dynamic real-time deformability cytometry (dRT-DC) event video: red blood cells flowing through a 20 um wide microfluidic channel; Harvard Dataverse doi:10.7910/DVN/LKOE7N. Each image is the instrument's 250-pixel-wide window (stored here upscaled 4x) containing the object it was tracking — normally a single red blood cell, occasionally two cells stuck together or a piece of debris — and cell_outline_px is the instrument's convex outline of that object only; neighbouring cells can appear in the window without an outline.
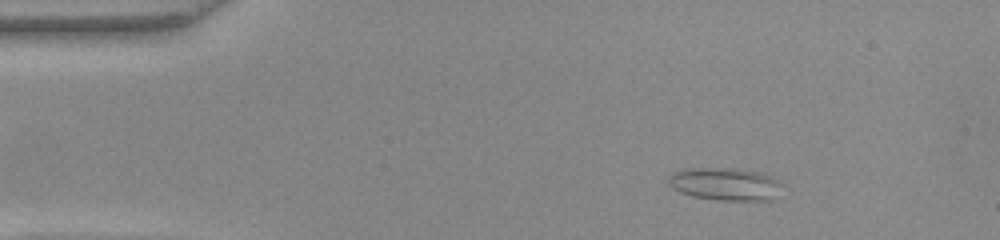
{"species": "common noctule bat (a hibernating species)", "species_latin": "Nyctalus noctula", "temperature_condition": "warm", "stored_images_in_passage": 46, "camera_frame_rate_fps": 3000, "um_per_image_px": 0.085, "animal": {"sex": "female", "body_mass_g": 22.0, "forearm_length_mm": 56.7}, "frame": {"image": 1, "passage_image": 1, "time_ms": 0.0, "image_size_px": [1000, 240], "cell_outline_px": [[784, 184], [768, 200], [720, 200], [692, 196], [680, 192], [672, 188], [668, 184], [668, 176], [672, 172], [688, 168], [732, 168], [760, 172]], "centroid_in_image_um": [61.56, 15.63], "position_along_channel_um": 23.4, "area_um2": 21.44}}
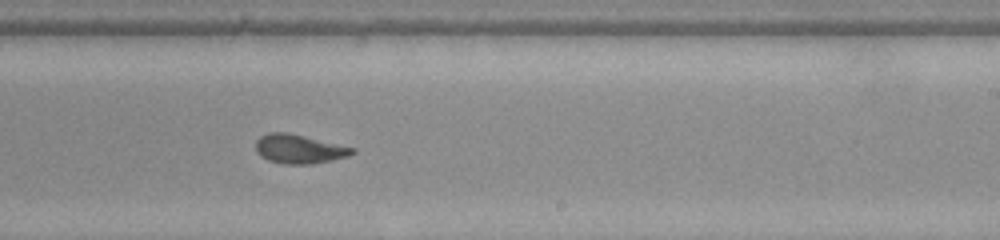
{"frame": {"image": 2, "passage_image": 25, "time_ms": 8.0, "image_size_px": [1000, 240], "cell_outline_px": [[356, 152], [348, 156], [332, 160], [312, 164], [284, 164], [268, 160], [260, 156], [256, 152], [256, 140], [260, 136], [268, 132], [288, 132], [356, 148]], "centroid_in_image_um": [25.42, 12.66], "position_along_channel_um": 263.6, "area_um2": 16.47}}
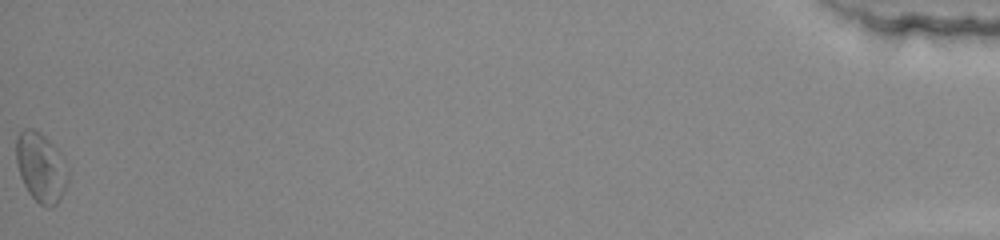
{"frame": {"image": 3, "passage_image": 46, "time_ms": 15.0, "image_size_px": [1000, 240], "cell_outline_px": [[68, 180], [56, 204], [52, 208], [48, 208], [40, 204], [28, 192], [20, 176], [16, 164], [16, 136], [24, 128], [32, 128], [40, 132], [56, 148], [68, 172]], "centroid_in_image_um": [3.43, 14.21], "position_along_channel_um": 431.8, "area_um2": 20.63}, "authors_computed_cell_mechanics": {"area_um2": 16.3574, "velocity_mm_per_s": 3.8931, "shape_relaxation_time_tau1_ms": 6.4918, "shape_relaxation_time_tau2_ms": 2.2257, "deformation_change_tau1": 0.1729, "deformation_change_tau2": 0.0797}}